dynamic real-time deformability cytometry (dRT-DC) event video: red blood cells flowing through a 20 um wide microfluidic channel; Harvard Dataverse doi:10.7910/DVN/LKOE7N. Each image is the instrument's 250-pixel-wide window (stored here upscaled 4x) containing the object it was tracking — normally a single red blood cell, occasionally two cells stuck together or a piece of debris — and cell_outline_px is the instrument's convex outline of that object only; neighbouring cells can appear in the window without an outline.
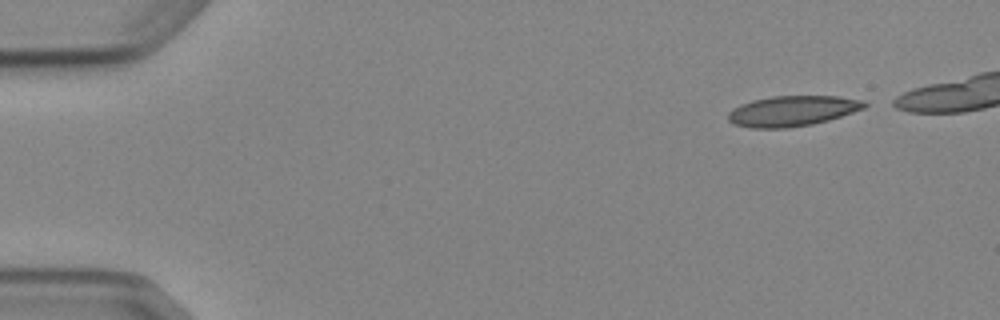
{"species": "Egyptian fruit bat (a non-hibernating species)", "species_latin": "Rousettus aegyptiacus", "temperature_condition": "cold", "stored_images_in_passage": 5, "camera_frame_rate_fps": 3000, "um_per_image_px": 0.085, "animal": {"sex": "female"}, "frame": {"image": 1, "passage_image": 1, "time_ms": 0.0, "image_size_px": [1000, 320], "cell_outline_px": [[868, 104], [864, 108], [828, 120], [812, 124], [788, 128], [752, 128], [732, 124], [728, 120], [728, 112], [732, 108], [740, 104], [752, 100], [772, 96], [840, 96], [864, 100]], "centroid_in_image_um": [67.32, 9.43], "position_along_channel_um": 17.7, "area_um2": 24.28}}